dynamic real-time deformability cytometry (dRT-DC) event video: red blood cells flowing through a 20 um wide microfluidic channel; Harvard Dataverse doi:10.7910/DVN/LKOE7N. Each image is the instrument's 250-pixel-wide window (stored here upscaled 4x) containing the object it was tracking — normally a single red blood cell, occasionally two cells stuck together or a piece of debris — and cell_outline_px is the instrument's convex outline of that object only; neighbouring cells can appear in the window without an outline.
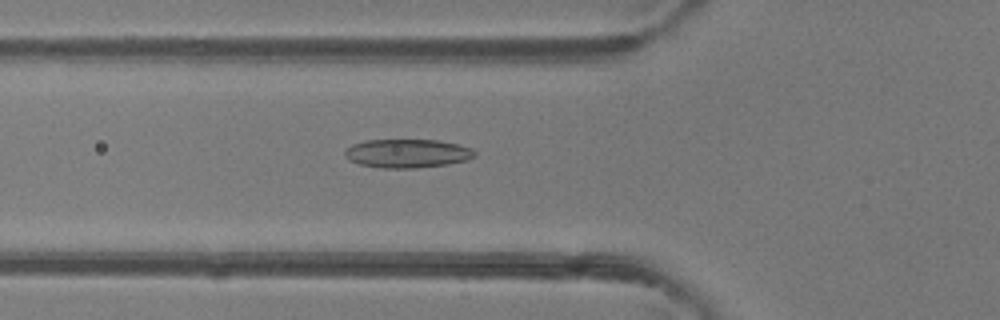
{"species": "common noctule bat (a hibernating species)", "species_latin": "Nyctalus noctula", "temperature_condition": "room temperature", "stored_images_in_passage": 50, "camera_frame_rate_fps": 3000, "um_per_image_px": 0.085, "animal": {"sex": "female"}, "frame": {"image": 1, "passage_image": 18, "time_ms": 5.667, "image_size_px": [1000, 320], "cell_outline_px": [[476, 156], [468, 160], [448, 164], [416, 168], [380, 168], [360, 164], [348, 160], [344, 156], [344, 148], [352, 144], [364, 140], [440, 140], [472, 148], [476, 152]], "centroid_in_image_um": [34.6, 13.04], "position_along_channel_um": 91.2, "area_um2": 21.96}}
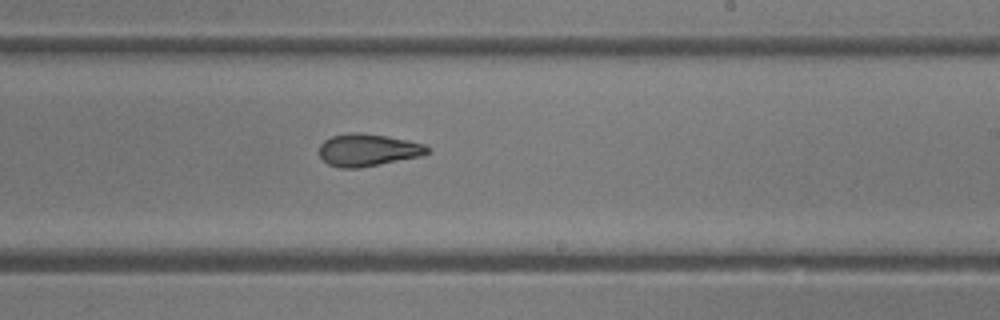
{"frame": {"image": 2, "passage_image": 30, "time_ms": 9.667, "image_size_px": [1000, 320], "cell_outline_px": [[432, 148], [428, 152], [420, 156], [360, 168], [340, 168], [328, 164], [320, 156], [320, 144], [324, 140], [332, 136], [348, 132], [360, 132], [408, 140], [424, 144]], "centroid_in_image_um": [31.26, 12.74], "position_along_channel_um": 257.7, "area_um2": 20.35}}
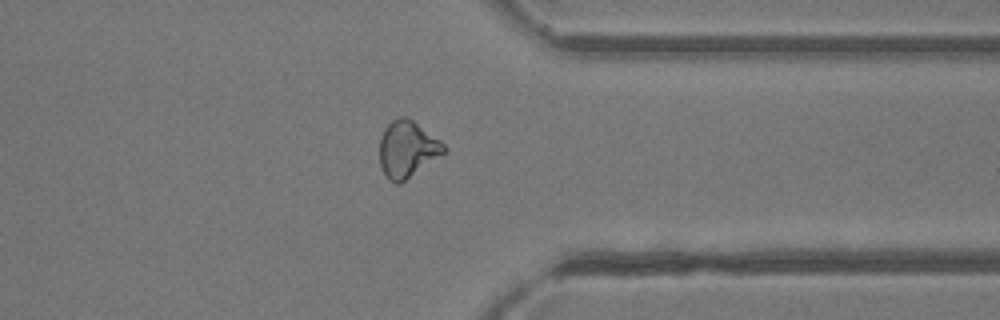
{"frame": {"image": 3, "passage_image": 39, "time_ms": 12.667, "image_size_px": [1000, 320], "cell_outline_px": [[448, 152], [400, 184], [396, 184], [388, 180], [380, 164], [380, 136], [384, 128], [392, 120], [400, 116], [408, 116], [440, 140], [448, 148]], "centroid_in_image_um": [34.65, 12.68], "position_along_channel_um": 376.8, "area_um2": 21.62}, "authors_computed_cell_mechanics": {"area_um2": 21.675, "velocity_mm_per_s": 4.1495, "shape_relaxation_time_tau1_ms": null, "shape_relaxation_time_tau2_ms": 1.6068, "deformation_change_tau1": null, "deformation_change_tau2": 0.0817}}